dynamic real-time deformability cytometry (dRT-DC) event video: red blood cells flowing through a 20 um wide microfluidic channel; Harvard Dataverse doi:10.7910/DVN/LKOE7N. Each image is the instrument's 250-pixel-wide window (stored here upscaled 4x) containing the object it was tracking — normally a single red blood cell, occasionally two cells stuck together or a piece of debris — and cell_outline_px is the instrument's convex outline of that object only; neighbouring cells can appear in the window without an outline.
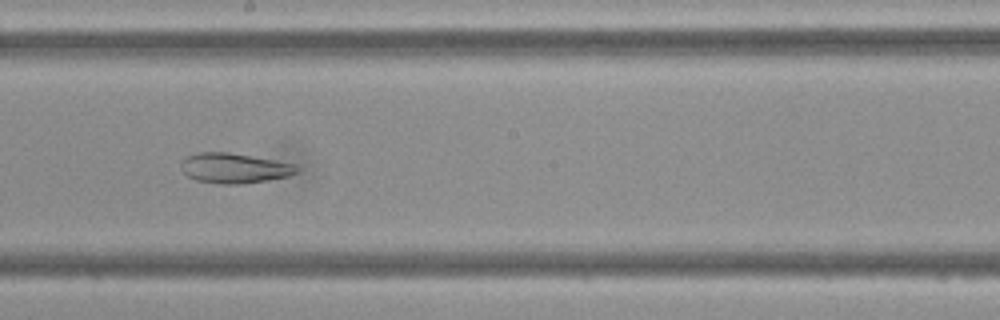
{"species": "Egyptian fruit bat (a non-hibernating species)", "species_latin": "Rousettus aegyptiacus", "temperature_condition": "cold", "stored_images_in_passage": 48, "camera_frame_rate_fps": 3000, "um_per_image_px": 0.085, "frame": {"image": 1, "passage_image": 27, "time_ms": 8.667, "image_size_px": [1000, 320], "cell_outline_px": [[300, 168], [296, 172], [288, 176], [240, 184], [220, 184], [196, 180], [188, 176], [180, 168], [180, 164], [188, 156], [200, 152], [228, 152], [276, 160], [296, 164]], "centroid_in_image_um": [19.92, 14.28], "position_along_channel_um": 228.3, "area_um2": 20.11}}
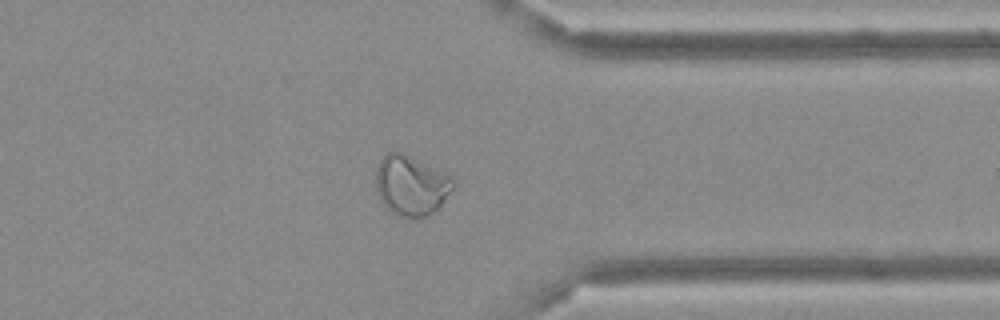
{"frame": {"image": 2, "passage_image": 38, "time_ms": 12.333, "image_size_px": [1000, 320], "cell_outline_px": [[456, 184], [440, 208], [420, 220], [416, 220], [400, 216], [392, 212], [380, 200], [376, 188], [376, 168], [380, 160], [388, 152], [400, 152], [436, 168], [452, 176]], "centroid_in_image_um": [34.97, 15.8], "position_along_channel_um": 376.4, "area_um2": 27.34}}
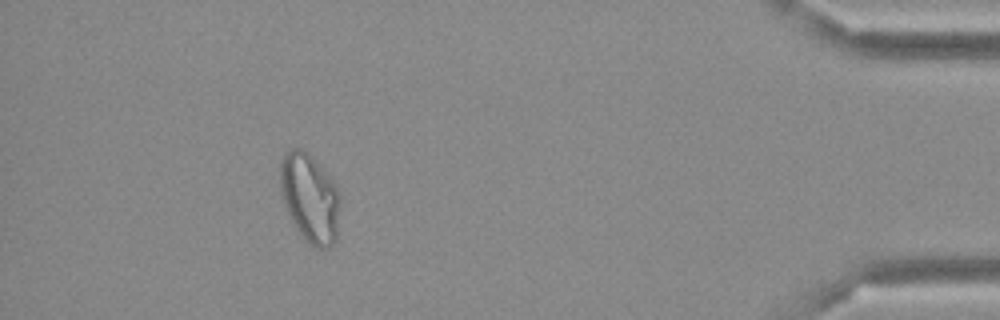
{"frame": {"image": 3, "passage_image": 44, "time_ms": 14.333, "image_size_px": [1000, 320], "cell_outline_px": [[340, 200], [336, 240], [328, 248], [316, 248], [296, 228], [288, 212], [280, 192], [280, 160], [284, 152], [292, 148], [300, 148], [308, 152], [328, 172], [340, 188]], "centroid_in_image_um": [26.36, 16.75], "position_along_channel_um": 408.8, "area_um2": 31.33}}